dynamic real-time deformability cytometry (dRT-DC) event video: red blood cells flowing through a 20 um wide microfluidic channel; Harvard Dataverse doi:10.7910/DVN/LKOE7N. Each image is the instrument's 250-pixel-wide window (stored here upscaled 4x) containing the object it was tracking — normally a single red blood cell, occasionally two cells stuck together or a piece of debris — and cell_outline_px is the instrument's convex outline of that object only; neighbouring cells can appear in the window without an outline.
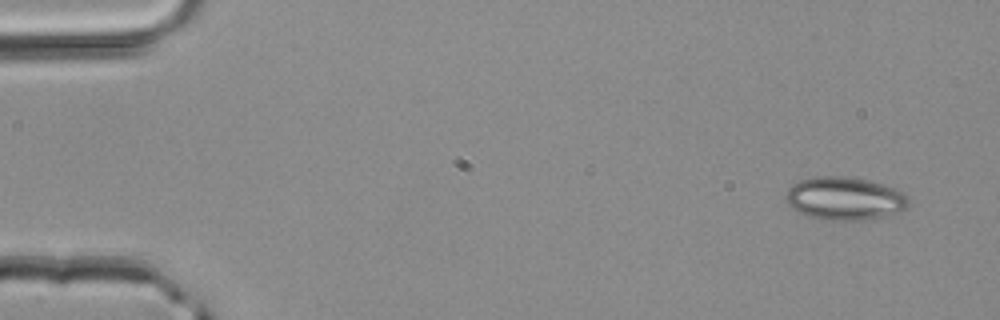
{"species": "common noctule bat (a hibernating species)", "species_latin": "Nyctalus noctula", "temperature_condition": "room temperature", "stored_images_in_passage": 3, "camera_frame_rate_fps": 3000, "um_per_image_px": 0.085, "animal": {"sex": "male", "body_mass_g": 20.4}, "frame": {"image": 1, "passage_image": 1, "time_ms": 0.0, "image_size_px": [1000, 320], "cell_outline_px": [[908, 208], [884, 216], [864, 220], [832, 220], [808, 216], [792, 208], [788, 204], [784, 196], [788, 188], [792, 184], [800, 180], [816, 176], [844, 176], [868, 180], [896, 188], [908, 196]], "centroid_in_image_um": [71.79, 16.86], "position_along_channel_um": 13.2, "area_um2": 30.81}}